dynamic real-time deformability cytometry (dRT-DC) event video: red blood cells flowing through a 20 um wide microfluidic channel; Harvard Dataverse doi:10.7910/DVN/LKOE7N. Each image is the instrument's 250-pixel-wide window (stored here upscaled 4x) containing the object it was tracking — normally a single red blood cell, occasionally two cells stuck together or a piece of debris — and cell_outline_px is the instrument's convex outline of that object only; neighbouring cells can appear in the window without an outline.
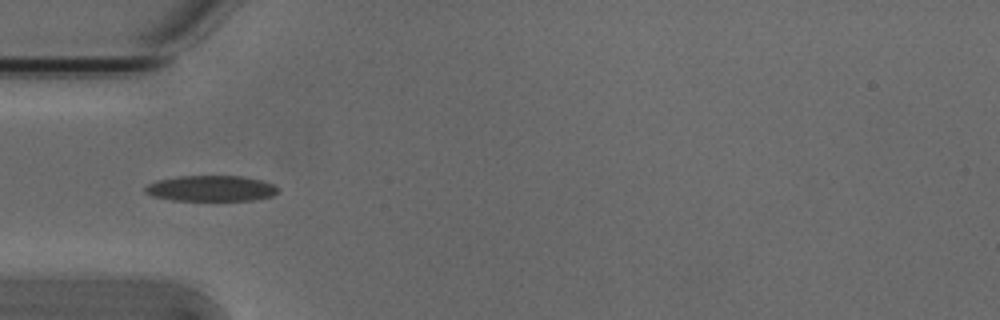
{"species": "Egyptian fruit bat (a non-hibernating species)", "species_latin": "Rousettus aegyptiacus", "temperature_condition": "cold", "stored_images_in_passage": 3, "camera_frame_rate_fps": 3000, "um_per_image_px": 0.085, "animal": {"sex": "male"}, "frame": {"image": 1, "passage_image": 1, "time_ms": 0.0, "image_size_px": [1000, 320], "cell_outline_px": [[280, 192], [272, 196], [252, 200], [172, 200], [152, 196], [144, 192], [144, 188], [148, 184], [156, 180], [176, 176], [240, 176], [260, 180], [272, 184], [280, 188]], "centroid_in_image_um": [17.92, 16.01], "position_along_channel_um": 67.1, "area_um2": 20.0}}
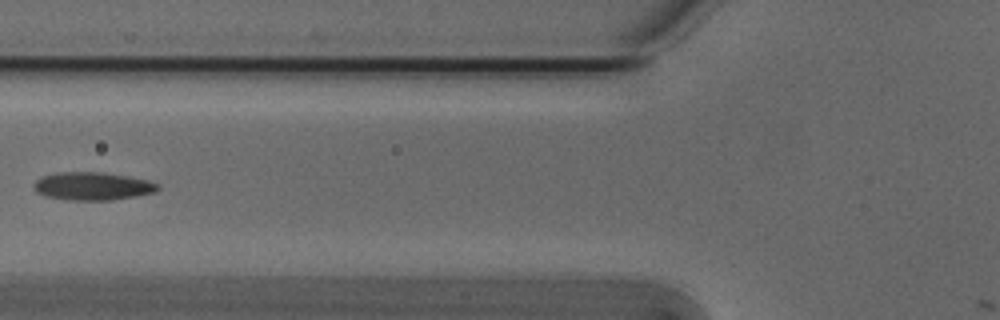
{"frame": {"image": 2, "passage_image": 2, "time_ms": 0.333, "image_size_px": [1000, 320], "cell_outline_px": [[160, 188], [156, 192], [112, 200], [72, 200], [44, 196], [36, 192], [32, 188], [32, 184], [36, 180], [44, 176], [60, 172], [100, 172], [128, 176], [148, 180], [156, 184]], "centroid_in_image_um": [7.84, 15.82], "position_along_channel_um": 118.0, "area_um2": 20.17}}